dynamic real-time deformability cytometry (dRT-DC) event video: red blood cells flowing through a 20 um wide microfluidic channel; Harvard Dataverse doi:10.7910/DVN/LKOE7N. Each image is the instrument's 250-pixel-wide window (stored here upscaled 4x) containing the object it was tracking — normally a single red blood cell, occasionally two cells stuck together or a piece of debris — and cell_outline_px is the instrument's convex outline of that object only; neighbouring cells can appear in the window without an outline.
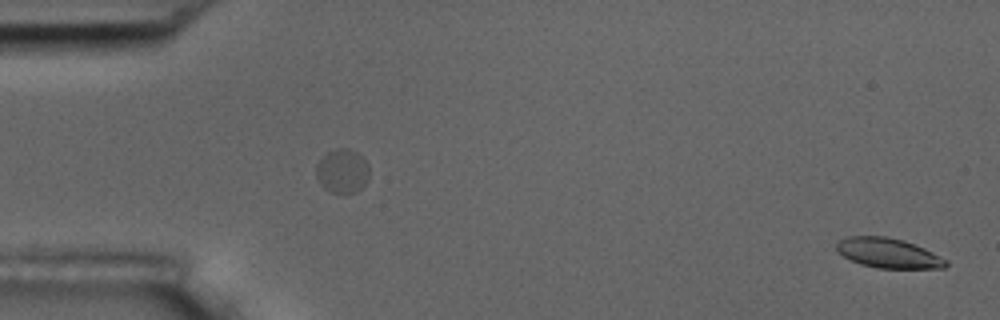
{"species": "common noctule bat (a hibernating species)", "species_latin": "Nyctalus noctula", "temperature_condition": "room temperature", "stored_images_in_passage": 55, "camera_frame_rate_fps": 3000, "um_per_image_px": 0.085, "animal": {"sex": "male", "body_mass_g": 17.5, "forearm_length_mm": 52.3}, "frame": {"image": 1, "passage_image": 1, "time_ms": 0.0, "image_size_px": [1000, 320], "cell_outline_px": [[948, 264], [944, 268], [876, 268], [860, 264], [836, 252], [836, 244], [840, 240], [848, 236], [884, 236], [904, 240], [924, 248], [948, 260]], "centroid_in_image_um": [75.5, 21.51], "position_along_channel_um": 9.5, "area_um2": 19.02}}
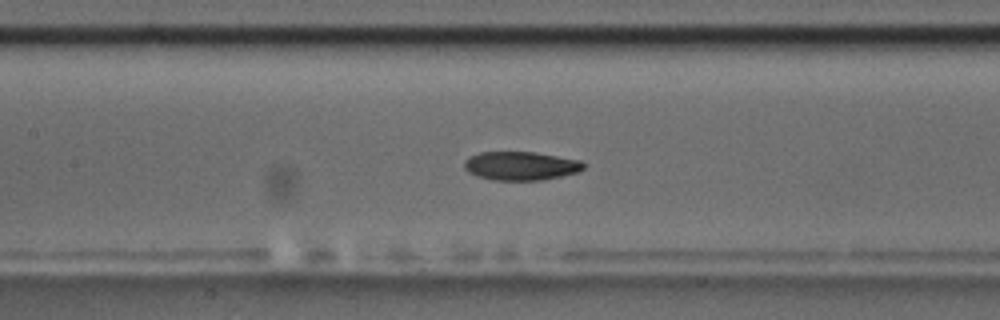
{"frame": {"image": 2, "passage_image": 25, "time_ms": 8.0, "image_size_px": [1000, 320], "cell_outline_px": [[584, 168], [576, 172], [544, 180], [492, 180], [476, 176], [468, 172], [464, 168], [464, 160], [468, 156], [480, 152], [536, 152], [580, 160], [584, 164]], "centroid_in_image_um": [44.22, 14.09], "position_along_channel_um": 163.2, "area_um2": 20.0}}
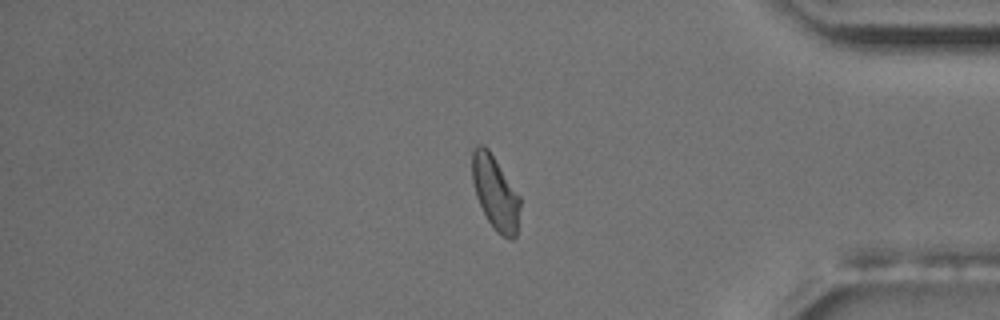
{"frame": {"image": 3, "passage_image": 46, "time_ms": 15.0, "image_size_px": [1000, 320], "cell_outline_px": [[520, 208], [516, 236], [512, 240], [508, 240], [496, 232], [488, 220], [476, 196], [472, 180], [472, 148], [476, 144], [484, 144], [488, 148], [520, 196]], "centroid_in_image_um": [42.09, 16.37], "position_along_channel_um": 393.1, "area_um2": 20.69}, "authors_computed_cell_mechanics": {"area_um2": 20.1722, "velocity_mm_per_s": 3.6521, "shape_relaxation_time_tau1_ms": 4.7047, "shape_relaxation_time_tau2_ms": 4.7686, "deformation_change_tau1": 0.1313, "deformation_change_tau2": 0.1019}}